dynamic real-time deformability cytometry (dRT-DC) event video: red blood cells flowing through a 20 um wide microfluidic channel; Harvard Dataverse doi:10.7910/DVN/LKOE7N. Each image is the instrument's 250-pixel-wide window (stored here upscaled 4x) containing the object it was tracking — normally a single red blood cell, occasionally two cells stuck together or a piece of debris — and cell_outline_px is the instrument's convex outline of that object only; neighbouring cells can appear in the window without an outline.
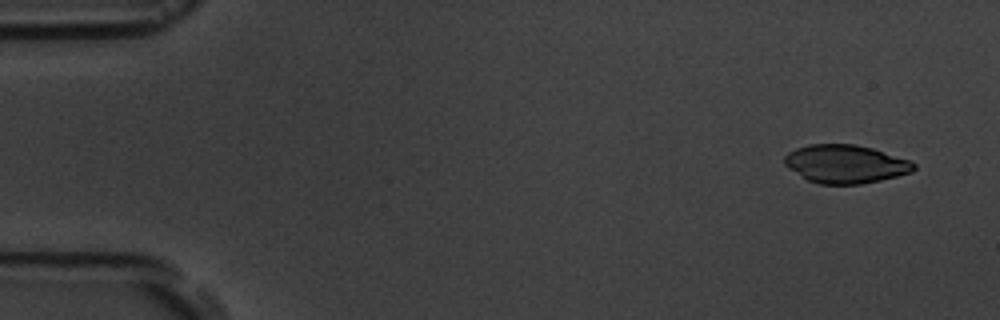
{"species": "common noctule bat (a hibernating species)", "species_latin": "Nyctalus noctula", "temperature_condition": "room temperature", "stored_images_in_passage": 5, "segment_of_instrument_passage": [1, 2], "camera_frame_rate_fps": 3000, "um_per_image_px": 0.085, "animal": {"sex": "male", "body_mass_g": 19.5, "forearm_length_mm": 54.6}, "frame": {"image": 1, "passage_image": 1, "time_ms": 0.0, "image_size_px": [1000, 320], "cell_outline_px": [[916, 168], [912, 172], [880, 180], [860, 184], [820, 184], [808, 180], [788, 168], [784, 164], [784, 156], [788, 152], [796, 148], [808, 144], [856, 144], [872, 148], [912, 160], [916, 164]], "centroid_in_image_um": [71.88, 13.93], "position_along_channel_um": 13.1, "area_um2": 29.02}}